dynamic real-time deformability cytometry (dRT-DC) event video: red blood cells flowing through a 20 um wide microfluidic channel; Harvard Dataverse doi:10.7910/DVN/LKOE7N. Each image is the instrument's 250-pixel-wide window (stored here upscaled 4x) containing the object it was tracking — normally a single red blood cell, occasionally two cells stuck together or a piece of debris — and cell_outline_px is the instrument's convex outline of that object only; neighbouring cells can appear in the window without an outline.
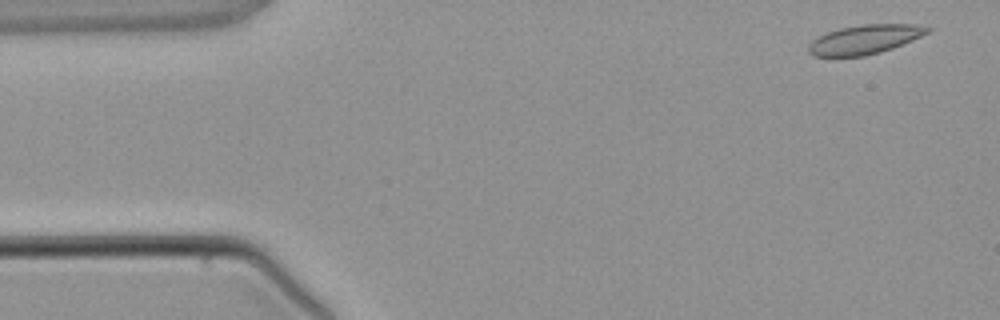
{"species": "common noctule bat (a hibernating species)", "species_latin": "Nyctalus noctula", "temperature_condition": "warm", "stored_images_in_passage": 4, "camera_frame_rate_fps": 3000, "um_per_image_px": 0.085, "animal": {"sex": "male", "body_mass_g": 21.5, "forearm_length_mm": 52.0}, "frame": {"image": 1, "passage_image": 1, "time_ms": 0.0, "image_size_px": [1000, 320], "cell_outline_px": [[932, 32], [892, 48], [880, 52], [864, 56], [812, 56], [808, 52], [808, 44], [812, 40], [828, 32], [840, 28], [864, 24], [916, 24], [932, 28]], "centroid_in_image_um": [73.53, 3.35], "position_along_channel_um": 11.5, "area_um2": 20.23}}
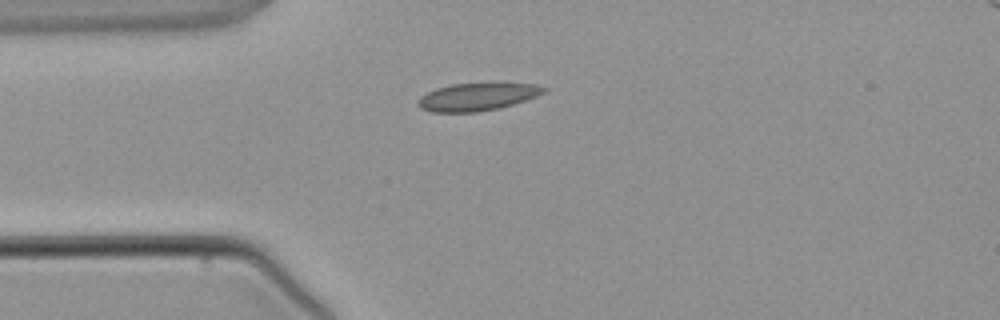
{"frame": {"image": 2, "passage_image": 3, "time_ms": 2.667, "image_size_px": [1000, 320], "cell_outline_px": [[548, 88], [544, 92], [536, 96], [500, 108], [476, 112], [432, 112], [420, 108], [416, 104], [416, 100], [420, 96], [436, 88], [452, 84], [492, 80], [536, 84]], "centroid_in_image_um": [40.58, 8.17], "position_along_channel_um": 44.4, "area_um2": 21.21}}
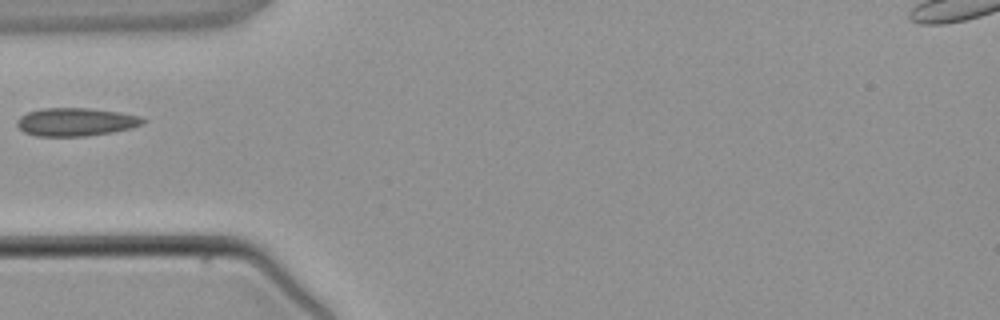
{"frame": {"image": 3, "passage_image": 4, "time_ms": 3.667, "image_size_px": [1000, 320], "cell_outline_px": [[148, 120], [144, 124], [132, 128], [112, 132], [84, 136], [36, 136], [24, 132], [16, 124], [16, 120], [20, 116], [28, 112], [44, 108], [88, 108], [120, 112], [140, 116]], "centroid_in_image_um": [6.47, 10.36], "position_along_channel_um": 78.5, "area_um2": 20.75}}